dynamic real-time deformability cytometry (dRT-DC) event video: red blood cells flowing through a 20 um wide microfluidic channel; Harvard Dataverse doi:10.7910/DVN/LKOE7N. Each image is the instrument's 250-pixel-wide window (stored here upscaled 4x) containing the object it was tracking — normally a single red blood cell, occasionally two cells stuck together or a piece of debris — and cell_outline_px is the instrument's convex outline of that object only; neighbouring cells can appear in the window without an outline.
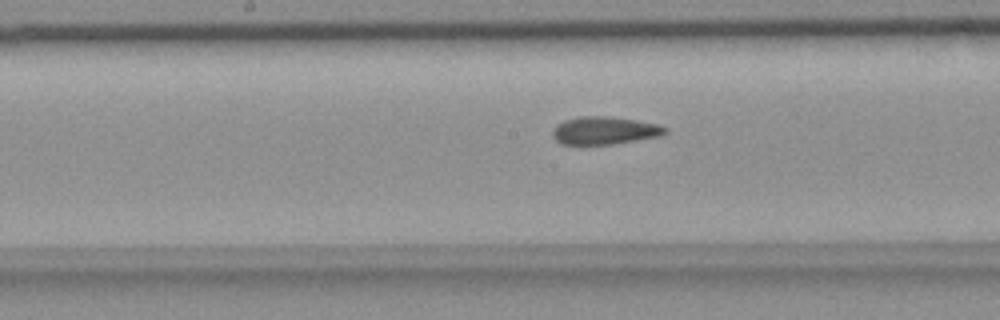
{"species": "common noctule bat (a hibernating species)", "species_latin": "Nyctalus noctula", "temperature_condition": "room temperature", "stored_images_in_passage": 39, "camera_frame_rate_fps": 3000, "um_per_image_px": 0.085, "animal": {"sex": "female", "body_mass_g": 18.4}, "frame": {"image": 1, "passage_image": 12, "time_ms": 3.667, "image_size_px": [1000, 320], "cell_outline_px": [[668, 132], [660, 136], [612, 144], [560, 144], [552, 136], [552, 132], [556, 124], [564, 120], [580, 116], [608, 116], [636, 120], [656, 124], [668, 128]], "centroid_in_image_um": [51.37, 11.09], "position_along_channel_um": 196.8, "area_um2": 18.21}}
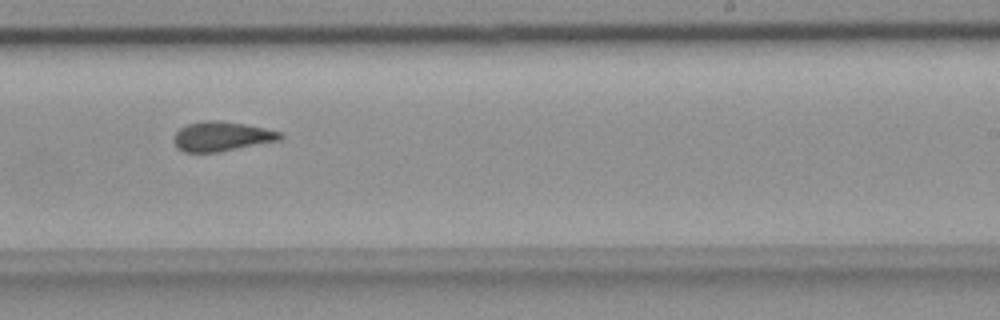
{"frame": {"image": 2, "passage_image": 18, "time_ms": 5.667, "image_size_px": [1000, 320], "cell_outline_px": [[284, 136], [280, 140], [220, 152], [184, 152], [176, 148], [172, 140], [172, 136], [180, 128], [188, 124], [204, 120], [220, 120], [244, 124], [264, 128], [280, 132]], "centroid_in_image_um": [18.8, 11.6], "position_along_channel_um": 270.2, "area_um2": 18.5}}
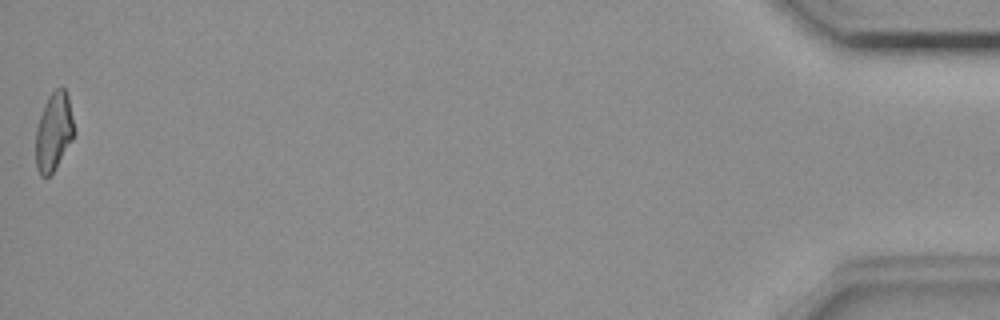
{"frame": {"image": 3, "passage_image": 39, "time_ms": 12.667, "image_size_px": [1000, 320], "cell_outline_px": [[76, 132], [72, 140], [56, 168], [48, 176], [40, 176], [36, 168], [36, 128], [44, 104], [48, 96], [56, 88], [64, 88], [68, 96]], "centroid_in_image_um": [4.58, 11.2], "position_along_channel_um": 430.6, "area_um2": 17.57}, "authors_computed_cell_mechanics": {"area_um2": 18.207, "velocity_mm_per_s": 3.6781, "shape_relaxation_time_tau1_ms": null, "shape_relaxation_time_tau2_ms": 2.4542, "deformation_change_tau1": null, "deformation_change_tau2": 0.1043}}